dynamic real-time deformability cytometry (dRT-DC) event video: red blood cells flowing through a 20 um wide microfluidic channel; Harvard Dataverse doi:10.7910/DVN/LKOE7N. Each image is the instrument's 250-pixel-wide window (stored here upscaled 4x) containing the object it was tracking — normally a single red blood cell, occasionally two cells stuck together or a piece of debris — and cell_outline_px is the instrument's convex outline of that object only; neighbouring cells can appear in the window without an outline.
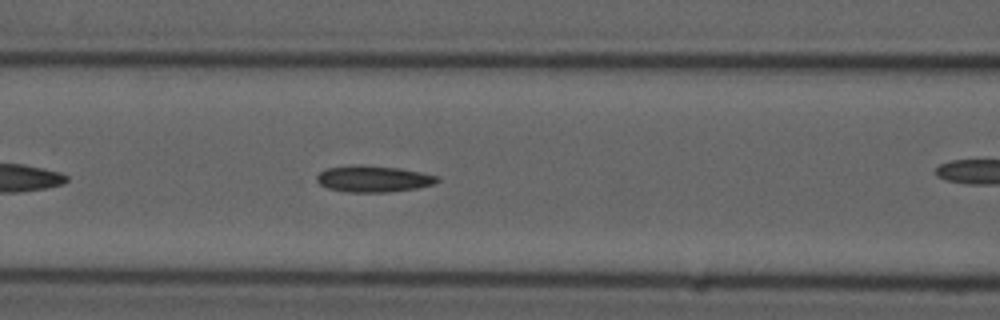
{"species": "common noctule bat (a hibernating species)", "species_latin": "Nyctalus noctula", "temperature_condition": "cold", "stored_images_in_passage": 31, "camera_frame_rate_fps": 3000, "um_per_image_px": 0.085, "animal": {"sex": "male", "forearm_length_mm": 52.5}, "frame": {"image": 1, "passage_image": 10, "time_ms": 3.0, "image_size_px": [1000, 320], "cell_outline_px": [[440, 180], [432, 184], [416, 188], [388, 192], [348, 192], [328, 188], [312, 180], [324, 168], [356, 164], [360, 164], [400, 168], [440, 176]], "centroid_in_image_um": [31.68, 15.19], "position_along_channel_um": 134.9, "area_um2": 18.79}}